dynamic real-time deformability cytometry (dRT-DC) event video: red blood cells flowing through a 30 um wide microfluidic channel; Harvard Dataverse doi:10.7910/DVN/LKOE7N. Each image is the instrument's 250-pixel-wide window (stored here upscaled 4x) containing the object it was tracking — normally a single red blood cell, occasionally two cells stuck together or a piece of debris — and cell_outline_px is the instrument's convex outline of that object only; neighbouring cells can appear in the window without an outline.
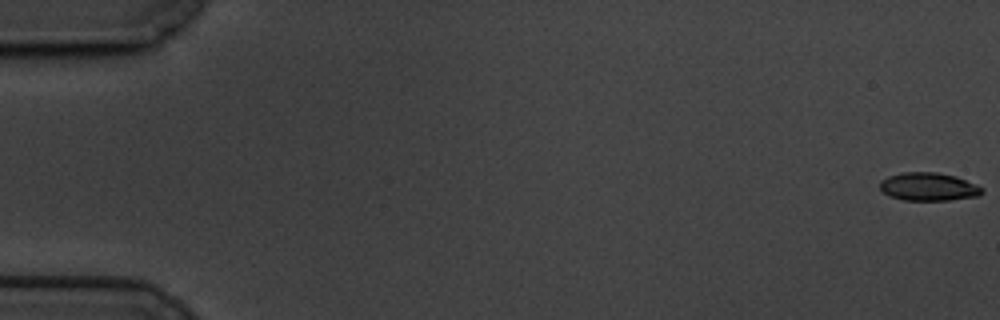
{"species": "common noctule bat (a hibernating species)", "species_latin": "Nyctalus noctula", "temperature_condition": "cold", "stored_images_in_passage": 60, "camera_frame_rate_fps": 3000, "um_per_image_px": 0.085, "animal": {"sex": "male", "body_mass_g": 19.5, "forearm_length_mm": 54.6}, "frame": {"image": 1, "passage_image": 1, "time_ms": 0.0, "image_size_px": [1000, 320], "cell_outline_px": [[984, 192], [980, 196], [948, 200], [904, 200], [892, 196], [884, 192], [880, 188], [880, 180], [888, 176], [904, 172], [936, 172], [956, 176], [976, 184], [984, 188]], "centroid_in_image_um": [78.97, 15.87], "position_along_channel_um": 6.0, "area_um2": 16.76}}
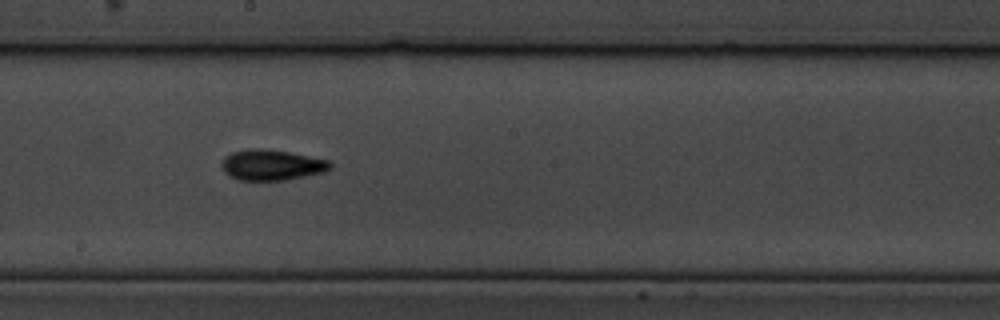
{"frame": {"image": 2, "passage_image": 34, "time_ms": 11.0, "image_size_px": [1000, 320], "cell_outline_px": [[332, 168], [324, 172], [284, 180], [240, 180], [224, 172], [220, 164], [224, 156], [232, 152], [252, 148], [264, 148], [288, 152], [328, 160], [332, 164]], "centroid_in_image_um": [23.07, 14.01], "position_along_channel_um": 225.1, "area_um2": 19.31}}
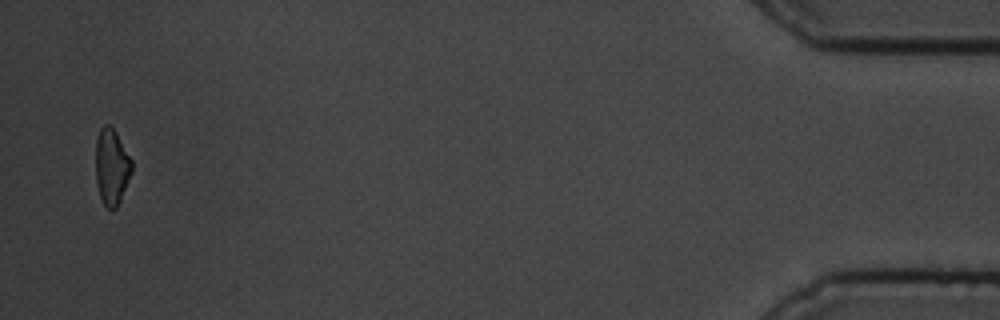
{"frame": {"image": 3, "passage_image": 59, "time_ms": 19.333, "image_size_px": [1000, 320], "cell_outline_px": [[132, 172], [120, 200], [116, 208], [108, 208], [104, 204], [100, 196], [96, 180], [96, 140], [100, 128], [104, 124], [108, 124], [116, 132], [132, 160]], "centroid_in_image_um": [9.49, 14.15], "position_along_channel_um": 425.7, "area_um2": 15.84}, "authors_computed_cell_mechanics": {"area_um2": 17.6001, "velocity_mm_per_s": 3.3971, "shape_relaxation_time_tau1_ms": 4.4827, "shape_relaxation_time_tau2_ms": 4.2026, "deformation_change_tau1": 0.14, "deformation_change_tau2": 0.1071}}